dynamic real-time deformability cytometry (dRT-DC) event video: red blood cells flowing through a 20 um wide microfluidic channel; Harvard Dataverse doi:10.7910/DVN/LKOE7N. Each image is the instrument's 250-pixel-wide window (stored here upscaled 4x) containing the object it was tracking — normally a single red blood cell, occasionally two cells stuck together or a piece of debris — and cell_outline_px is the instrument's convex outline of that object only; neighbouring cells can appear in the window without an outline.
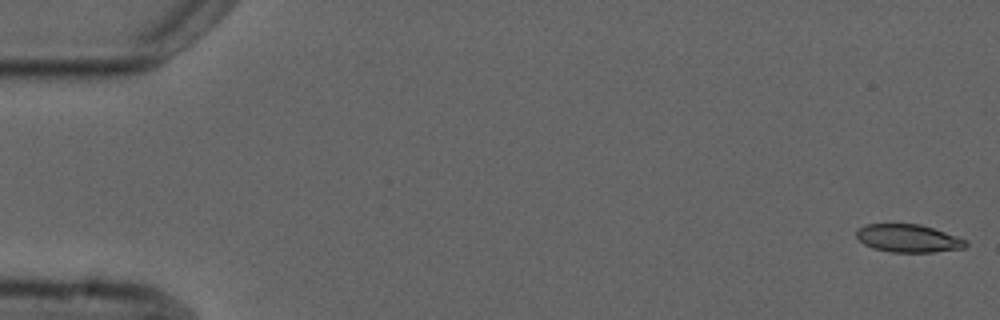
{"species": "common noctule bat (a hibernating species)", "species_latin": "Nyctalus noctula", "temperature_condition": "cold", "stored_images_in_passage": 6, "camera_frame_rate_fps": 3000, "um_per_image_px": 0.085, "animal": {"sex": "male", "forearm_length_mm": 52.5}, "frame": {"image": 1, "passage_image": 1, "time_ms": 0.0, "image_size_px": [1000, 320], "cell_outline_px": [[968, 244], [964, 248], [932, 252], [892, 252], [872, 248], [864, 244], [856, 236], [856, 232], [864, 224], [920, 224], [968, 240]], "centroid_in_image_um": [77.2, 20.26], "position_along_channel_um": 7.8, "area_um2": 17.69}}
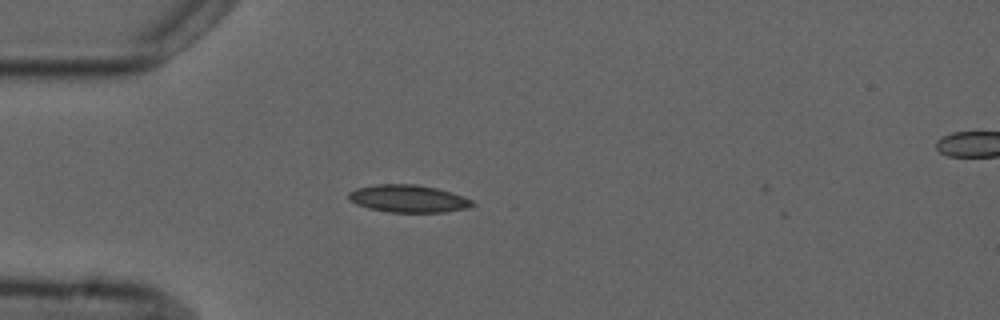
{"frame": {"image": 2, "passage_image": 5, "time_ms": 4.667, "image_size_px": [1000, 320], "cell_outline_px": [[476, 204], [468, 208], [444, 212], [388, 212], [368, 208], [356, 204], [348, 196], [348, 192], [356, 188], [376, 184], [416, 184], [436, 188], [452, 192], [472, 200]], "centroid_in_image_um": [34.71, 16.88], "position_along_channel_um": 50.3, "area_um2": 19.83}}